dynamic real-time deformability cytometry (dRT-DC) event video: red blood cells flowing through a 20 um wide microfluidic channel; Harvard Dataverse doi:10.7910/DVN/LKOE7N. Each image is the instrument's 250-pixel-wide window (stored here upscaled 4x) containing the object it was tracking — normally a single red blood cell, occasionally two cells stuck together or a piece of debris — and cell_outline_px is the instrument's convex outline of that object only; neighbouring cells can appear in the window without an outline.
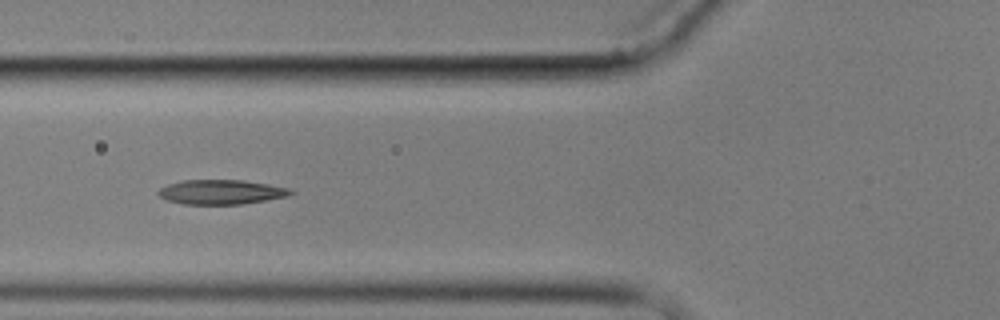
{"species": "common noctule bat (a hibernating species)", "species_latin": "Nyctalus noctula", "temperature_condition": "cold", "stored_images_in_passage": 5, "camera_frame_rate_fps": 3000, "um_per_image_px": 0.085, "animal": {"sex": "male", "body_mass_g": 17.9}, "frame": {"image": 1, "passage_image": 5, "time_ms": 6.0, "image_size_px": [1000, 320], "cell_outline_px": [[296, 192], [288, 196], [244, 204], [184, 204], [168, 200], [160, 196], [156, 192], [160, 188], [168, 184], [184, 180], [244, 180], [268, 184], [288, 188]], "centroid_in_image_um": [18.82, 16.32], "position_along_channel_um": 107.0, "area_um2": 18.9}}